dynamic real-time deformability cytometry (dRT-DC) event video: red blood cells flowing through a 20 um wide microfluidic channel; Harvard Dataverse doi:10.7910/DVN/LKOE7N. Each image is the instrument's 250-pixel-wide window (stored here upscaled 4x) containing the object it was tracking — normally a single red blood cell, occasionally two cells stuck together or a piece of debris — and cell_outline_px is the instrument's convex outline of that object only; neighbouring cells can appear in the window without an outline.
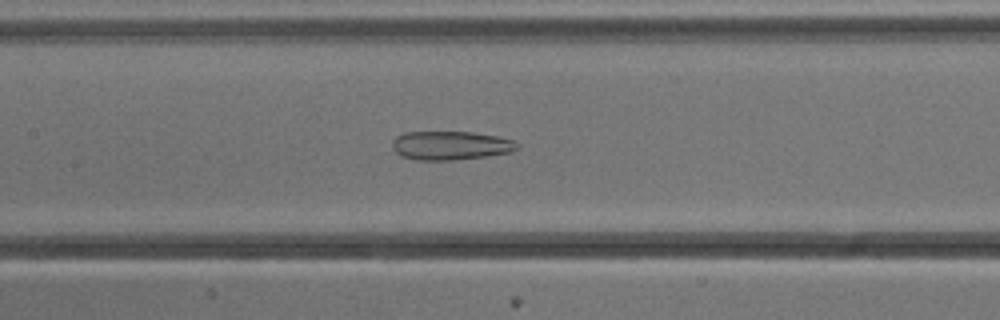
{"species": "common noctule bat (a hibernating species)", "species_latin": "Nyctalus noctula", "temperature_condition": "cold", "stored_images_in_passage": 53, "camera_frame_rate_fps": 3000, "um_per_image_px": 0.085, "animal": {"sex": "male", "body_mass_g": 13.3}, "frame": {"image": 1, "passage_image": 25, "time_ms": 8.0, "image_size_px": [1000, 320], "cell_outline_px": [[520, 148], [512, 152], [456, 160], [416, 160], [400, 156], [392, 148], [392, 140], [396, 136], [404, 132], [472, 132], [500, 136], [516, 140], [520, 144]], "centroid_in_image_um": [38.33, 12.36], "position_along_channel_um": 169.1, "area_um2": 21.33}}
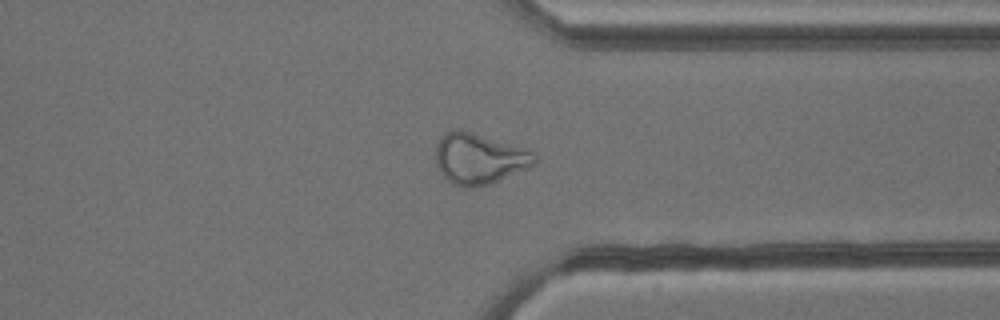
{"frame": {"image": 2, "passage_image": 41, "time_ms": 13.333, "image_size_px": [1000, 320], "cell_outline_px": [[536, 164], [488, 184], [472, 188], [464, 188], [452, 184], [440, 172], [436, 164], [436, 144], [440, 136], [444, 132], [452, 128], [460, 128], [536, 152]], "centroid_in_image_um": [40.68, 13.46], "position_along_channel_um": 370.7, "area_um2": 29.42}}
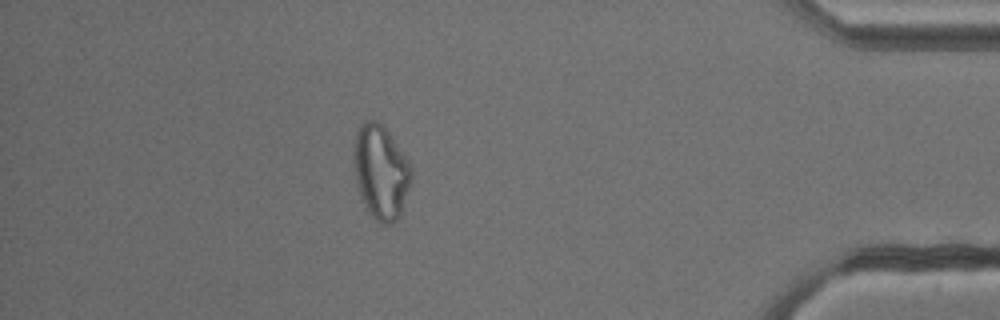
{"frame": {"image": 3, "passage_image": 47, "time_ms": 15.333, "image_size_px": [1000, 320], "cell_outline_px": [[412, 180], [400, 216], [396, 220], [388, 224], [380, 224], [372, 216], [360, 192], [356, 180], [356, 136], [360, 124], [364, 120], [376, 120], [388, 132], [408, 160], [412, 168]], "centroid_in_image_um": [32.43, 14.63], "position_along_channel_um": 402.8, "area_um2": 30.58}, "authors_computed_cell_mechanics": {"area_um2": 29.767, "velocity_mm_per_s": 3.8254, "shape_relaxation_time_tau1_ms": null, "shape_relaxation_time_tau2_ms": 3.399, "deformation_change_tau1": null, "deformation_change_tau2": 0.1368}}